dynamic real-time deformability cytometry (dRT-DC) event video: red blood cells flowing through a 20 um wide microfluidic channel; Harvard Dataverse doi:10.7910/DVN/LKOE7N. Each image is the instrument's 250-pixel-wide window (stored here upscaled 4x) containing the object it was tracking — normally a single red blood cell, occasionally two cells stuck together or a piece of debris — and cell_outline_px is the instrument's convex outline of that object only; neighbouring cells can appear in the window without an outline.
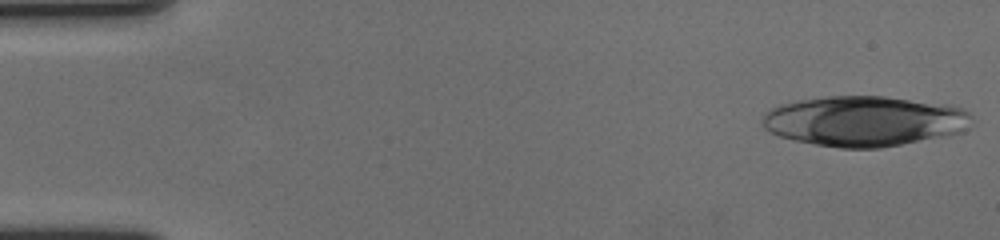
{"species": "human", "species_latin": "Homo sapiens", "temperature_condition": "cold", "stored_images_in_passage": 57, "camera_frame_rate_fps": 3000, "um_per_image_px": 0.085, "donor": {"sex": "female"}, "frame": {"image": 1, "passage_image": 1, "time_ms": 0.0, "image_size_px": [1000, 240], "cell_outline_px": [[972, 116], [968, 128], [964, 132], [948, 136], [880, 148], [840, 148], [792, 140], [780, 136], [764, 128], [760, 120], [764, 112], [780, 104], [796, 100], [824, 96], [884, 96], [948, 104], [960, 108], [968, 112]], "centroid_in_image_um": [73.47, 10.29], "position_along_channel_um": 11.5, "area_um2": 61.9}}
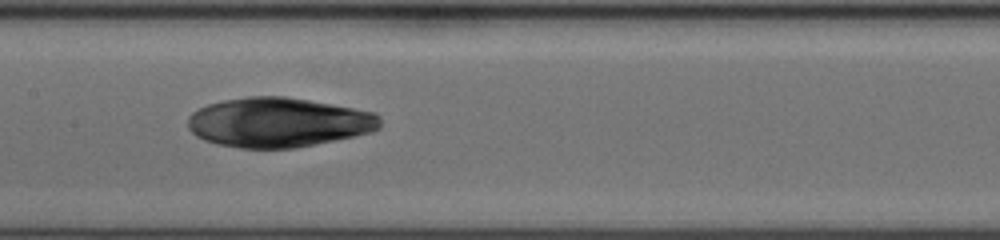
{"frame": {"image": 2, "passage_image": 28, "time_ms": 9.0, "image_size_px": [1000, 240], "cell_outline_px": [[380, 128], [372, 132], [296, 148], [240, 148], [216, 144], [204, 140], [196, 136], [188, 128], [188, 116], [192, 112], [208, 104], [224, 100], [248, 96], [284, 96], [332, 104], [376, 112], [380, 116]], "centroid_in_image_um": [23.66, 10.4], "position_along_channel_um": 183.7, "area_um2": 55.66}}
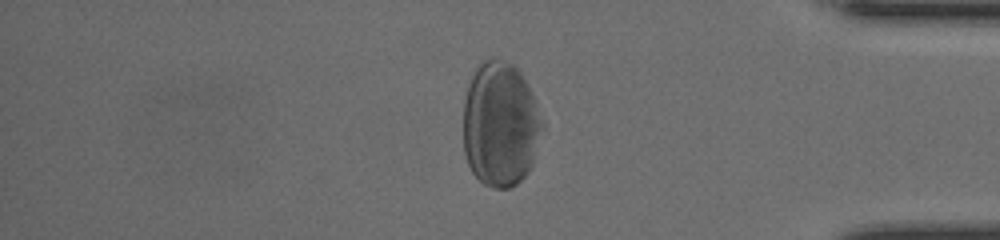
{"frame": {"image": 3, "passage_image": 48, "time_ms": 15.667, "image_size_px": [1000, 240], "cell_outline_px": [[544, 124], [532, 164], [528, 172], [512, 188], [496, 188], [484, 184], [472, 172], [468, 164], [464, 152], [464, 100], [468, 84], [476, 68], [484, 60], [492, 56], [512, 64], [520, 72], [532, 96]], "centroid_in_image_um": [42.51, 10.58], "position_along_channel_um": 392.7, "area_um2": 57.34}}